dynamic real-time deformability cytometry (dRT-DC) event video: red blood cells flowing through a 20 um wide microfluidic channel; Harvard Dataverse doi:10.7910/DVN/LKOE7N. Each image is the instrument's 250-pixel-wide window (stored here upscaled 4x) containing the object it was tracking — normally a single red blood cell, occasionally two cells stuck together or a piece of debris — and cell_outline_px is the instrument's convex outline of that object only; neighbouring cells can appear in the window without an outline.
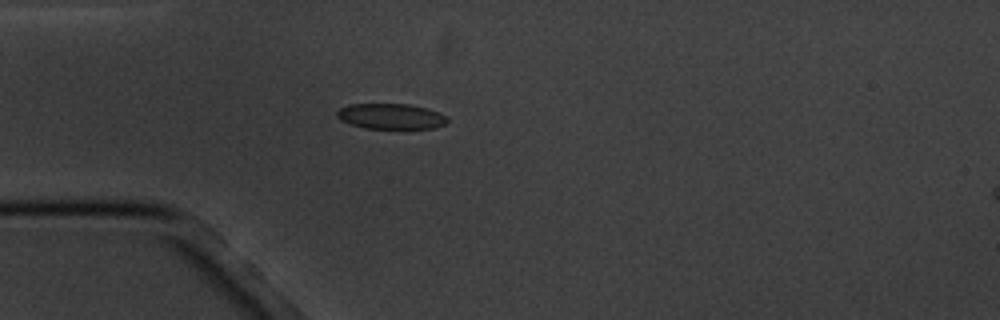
{"species": "common noctule bat (a hibernating species)", "species_latin": "Nyctalus noctula", "temperature_condition": "cold", "stored_images_in_passage": 2, "camera_frame_rate_fps": 3000, "um_per_image_px": 0.085, "animal": {"sex": "male", "body_mass_g": 20.1, "forearm_length_mm": 53.5}, "frame": {"image": 1, "passage_image": 1, "time_ms": 0.0, "image_size_px": [1000, 320], "cell_outline_px": [[448, 120], [444, 124], [436, 128], [404, 132], [364, 128], [340, 120], [336, 116], [336, 112], [340, 108], [348, 104], [408, 104], [424, 108], [448, 116]], "centroid_in_image_um": [33.25, 9.95], "position_along_channel_um": 51.7, "area_um2": 17.28}}